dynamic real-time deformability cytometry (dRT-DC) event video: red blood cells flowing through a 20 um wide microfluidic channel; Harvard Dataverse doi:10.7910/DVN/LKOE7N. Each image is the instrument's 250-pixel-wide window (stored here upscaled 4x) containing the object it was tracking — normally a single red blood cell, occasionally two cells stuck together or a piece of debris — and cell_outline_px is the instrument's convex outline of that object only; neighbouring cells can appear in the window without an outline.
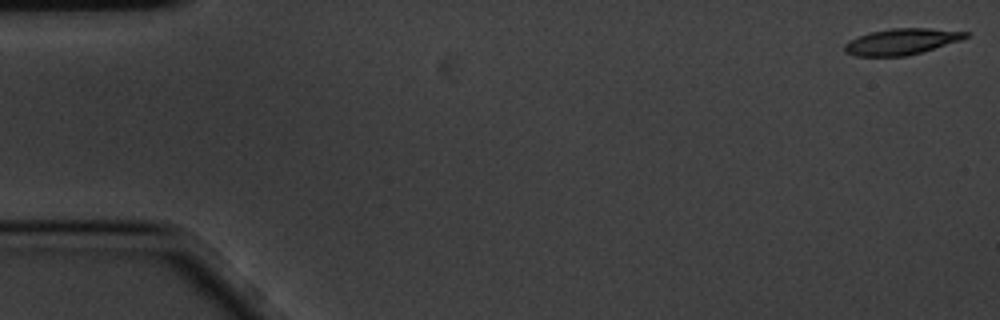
{"species": "common noctule bat (a hibernating species)", "species_latin": "Nyctalus noctula", "temperature_condition": "cold", "stored_images_in_passage": 4, "camera_frame_rate_fps": 3000, "um_per_image_px": 0.085, "animal": {"sex": "male", "body_mass_g": 20.1, "forearm_length_mm": 53.5}, "frame": {"image": 1, "passage_image": 1, "time_ms": 0.0, "image_size_px": [1000, 320], "cell_outline_px": [[972, 36], [960, 40], [920, 52], [904, 56], [856, 56], [844, 52], [844, 44], [848, 40], [872, 32], [892, 28], [928, 28], [968, 32]], "centroid_in_image_um": [76.62, 3.53], "position_along_channel_um": 8.4, "area_um2": 18.21}}